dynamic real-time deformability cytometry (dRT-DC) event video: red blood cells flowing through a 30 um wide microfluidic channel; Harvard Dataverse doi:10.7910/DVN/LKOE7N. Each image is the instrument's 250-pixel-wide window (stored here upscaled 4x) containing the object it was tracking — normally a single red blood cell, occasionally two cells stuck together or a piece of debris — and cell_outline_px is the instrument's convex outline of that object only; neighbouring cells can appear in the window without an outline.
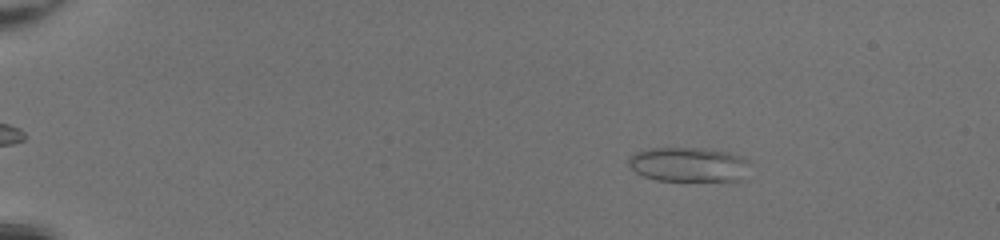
{"species": "common noctule bat (a hibernating species)", "species_latin": "Nyctalus noctula", "temperature_condition": "room temperature", "stored_images_in_passage": 50, "camera_frame_rate_fps": 3000, "um_per_image_px": 0.085, "animal": {"sex": "female", "body_mass_g": 20.0, "forearm_length_mm": 54.0}, "frame": {"image": 1, "passage_image": 9, "time_ms": 2.667, "image_size_px": [1000, 240], "cell_outline_px": [[752, 164], [740, 180], [656, 180], [644, 176], [636, 172], [628, 164], [628, 156], [636, 152], [648, 148], [704, 148], [728, 152], [740, 156], [748, 160]], "centroid_in_image_um": [58.53, 13.97], "position_along_channel_um": 26.5, "area_um2": 24.39}}
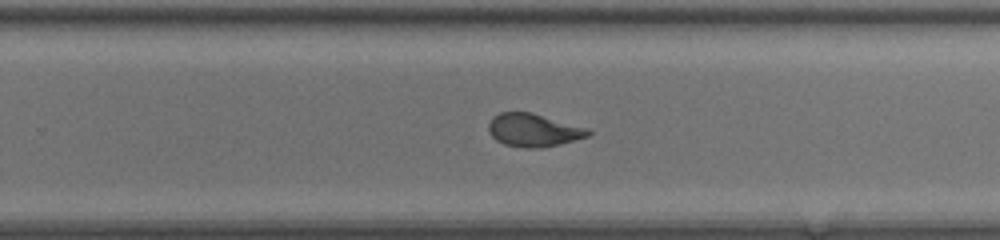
{"frame": {"image": 2, "passage_image": 35, "time_ms": 11.333, "image_size_px": [1000, 240], "cell_outline_px": [[592, 132], [588, 136], [560, 144], [544, 148], [524, 148], [504, 144], [496, 140], [488, 132], [488, 124], [492, 116], [500, 112], [532, 112], [588, 128]], "centroid_in_image_um": [45.33, 11.06], "position_along_channel_um": 284.5, "area_um2": 19.36}}
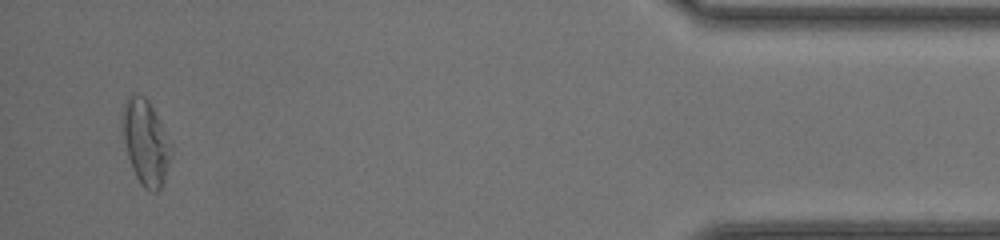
{"frame": {"image": 3, "passage_image": 49, "time_ms": 16.0, "image_size_px": [1000, 240], "cell_outline_px": [[172, 152], [164, 180], [160, 188], [156, 192], [152, 192], [144, 188], [140, 184], [132, 168], [128, 156], [124, 140], [120, 112], [128, 96], [132, 92], [136, 92], [144, 96], [148, 100], [172, 148]], "centroid_in_image_um": [12.34, 12.08], "position_along_channel_um": 422.9, "area_um2": 23.93}, "authors_computed_cell_mechanics": {"area_um2": 20.808, "velocity_mm_per_s": 4.2888, "shape_relaxation_time_tau1_ms": 6.5213, "shape_relaxation_time_tau2_ms": 0.7905, "deformation_change_tau1": 0.2117, "deformation_change_tau2": 0.0743}}